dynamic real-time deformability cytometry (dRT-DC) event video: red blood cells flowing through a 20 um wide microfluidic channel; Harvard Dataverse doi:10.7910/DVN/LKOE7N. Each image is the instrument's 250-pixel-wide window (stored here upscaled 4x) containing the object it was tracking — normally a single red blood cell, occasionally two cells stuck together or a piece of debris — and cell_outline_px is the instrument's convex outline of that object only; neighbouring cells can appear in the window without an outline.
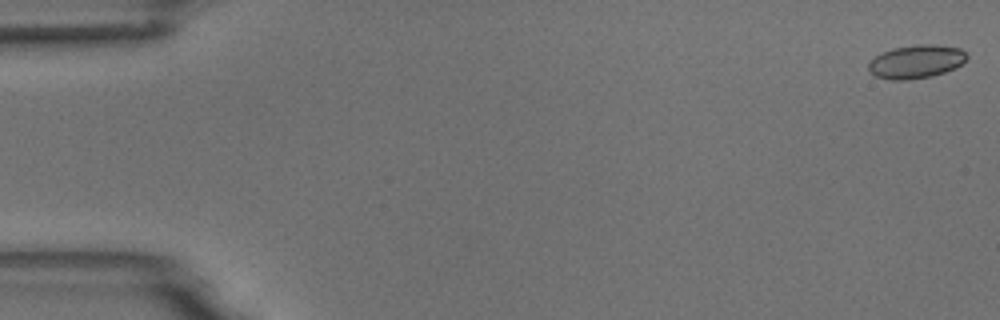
{"species": "common noctule bat (a hibernating species)", "species_latin": "Nyctalus noctula", "temperature_condition": "room temperature", "stored_images_in_passage": 6, "camera_frame_rate_fps": 3000, "um_per_image_px": 0.085, "animal": {"sex": "male", "body_mass_g": 18.8}, "frame": {"image": 1, "passage_image": 1, "time_ms": 0.0, "image_size_px": [1000, 320], "cell_outline_px": [[968, 56], [956, 68], [932, 76], [904, 80], [892, 80], [876, 76], [868, 68], [868, 64], [876, 56], [892, 48], [916, 44], [936, 44], [960, 48]], "centroid_in_image_um": [77.89, 5.23], "position_along_channel_um": 7.1, "area_um2": 18.96}}
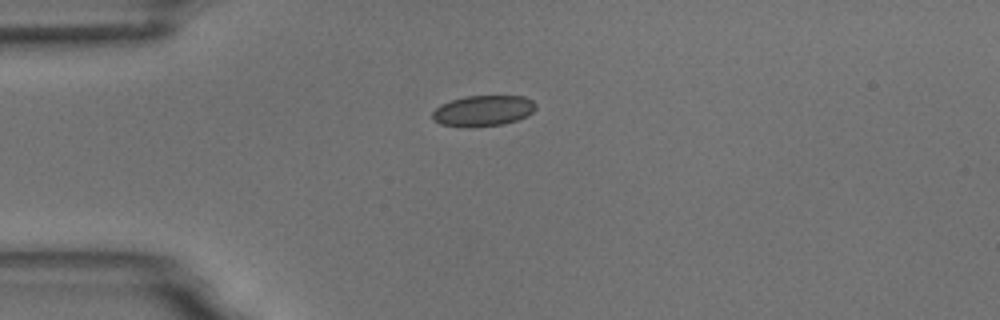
{"frame": {"image": 2, "passage_image": 4, "time_ms": 4.333, "image_size_px": [1000, 320], "cell_outline_px": [[536, 108], [528, 116], [504, 124], [440, 124], [432, 120], [432, 112], [440, 104], [464, 96], [524, 96], [532, 100], [536, 104]], "centroid_in_image_um": [41.1, 9.36], "position_along_channel_um": 43.9, "area_um2": 17.86}}